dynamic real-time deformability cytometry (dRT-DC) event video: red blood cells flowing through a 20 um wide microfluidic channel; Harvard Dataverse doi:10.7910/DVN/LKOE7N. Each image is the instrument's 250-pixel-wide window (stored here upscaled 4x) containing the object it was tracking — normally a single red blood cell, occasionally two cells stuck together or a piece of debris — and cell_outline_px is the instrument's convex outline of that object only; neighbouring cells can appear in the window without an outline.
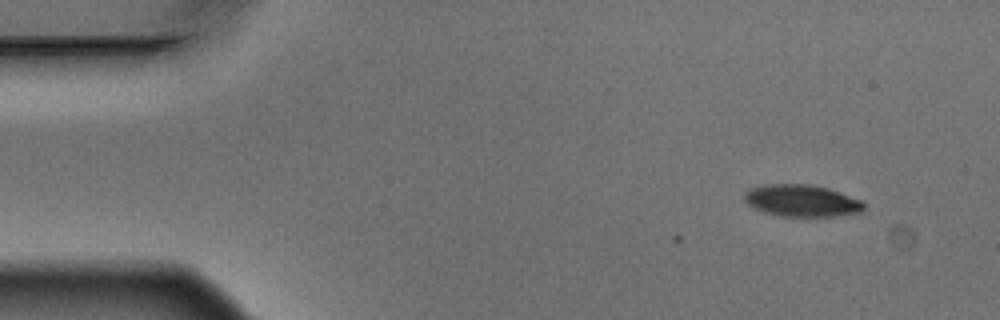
{"species": "Egyptian fruit bat (a non-hibernating species)", "species_latin": "Rousettus aegyptiacus", "temperature_condition": "warm", "stored_images_in_passage": 3, "camera_frame_rate_fps": 3000, "um_per_image_px": 0.085, "animal": {"sex": "male"}, "frame": {"image": 1, "passage_image": 3, "time_ms": 0.667, "image_size_px": [1000, 320], "cell_outline_px": [[864, 208], [860, 212], [836, 216], [780, 216], [764, 212], [748, 204], [744, 200], [744, 192], [748, 188], [768, 184], [808, 184], [828, 188], [840, 192], [860, 200], [864, 204]], "centroid_in_image_um": [68.12, 17.05], "position_along_channel_um": 16.9, "area_um2": 22.14}}